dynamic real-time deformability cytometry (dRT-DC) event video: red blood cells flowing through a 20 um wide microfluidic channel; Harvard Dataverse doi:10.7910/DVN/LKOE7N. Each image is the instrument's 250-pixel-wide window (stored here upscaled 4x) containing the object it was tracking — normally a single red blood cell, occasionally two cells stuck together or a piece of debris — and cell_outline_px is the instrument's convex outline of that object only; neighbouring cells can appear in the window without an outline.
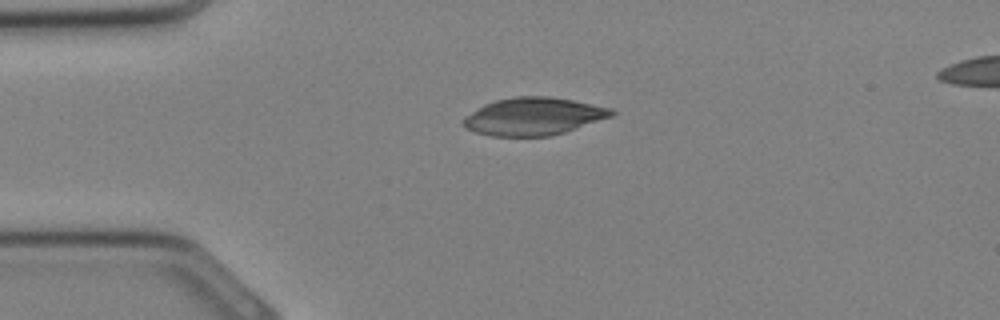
{"species": "Egyptian fruit bat (a non-hibernating species)", "species_latin": "Rousettus aegyptiacus", "temperature_condition": "cold", "stored_images_in_passage": 22, "camera_frame_rate_fps": 3000, "um_per_image_px": 0.085, "animal": {"sex": "female"}, "frame": {"image": 1, "passage_image": 1, "time_ms": 0.0, "image_size_px": [1000, 320], "cell_outline_px": [[616, 112], [612, 116], [552, 136], [492, 136], [476, 132], [468, 128], [464, 124], [464, 116], [484, 104], [496, 100], [516, 96], [548, 96], [572, 100], [612, 108]], "centroid_in_image_um": [45.35, 9.89], "position_along_channel_um": 39.6, "area_um2": 32.19}}
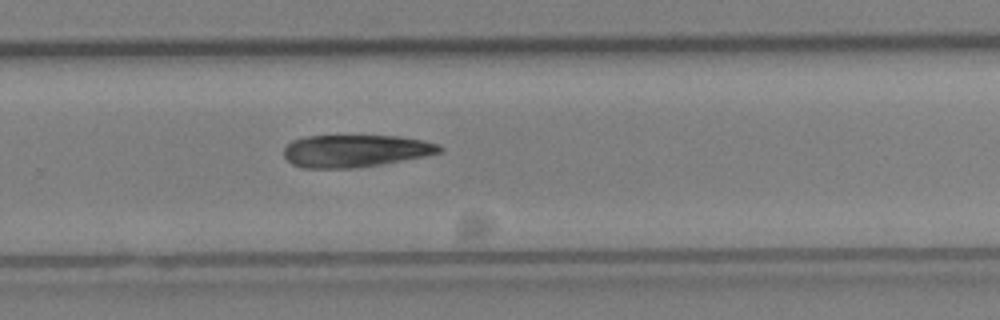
{"frame": {"image": 2, "passage_image": 15, "time_ms": 4.667, "image_size_px": [1000, 320], "cell_outline_px": [[444, 152], [424, 156], [380, 164], [352, 168], [304, 168], [292, 164], [284, 156], [284, 148], [292, 140], [308, 136], [396, 136], [420, 140], [436, 144], [444, 148]], "centroid_in_image_um": [30.18, 12.82], "position_along_channel_um": 299.6, "area_um2": 29.07}}
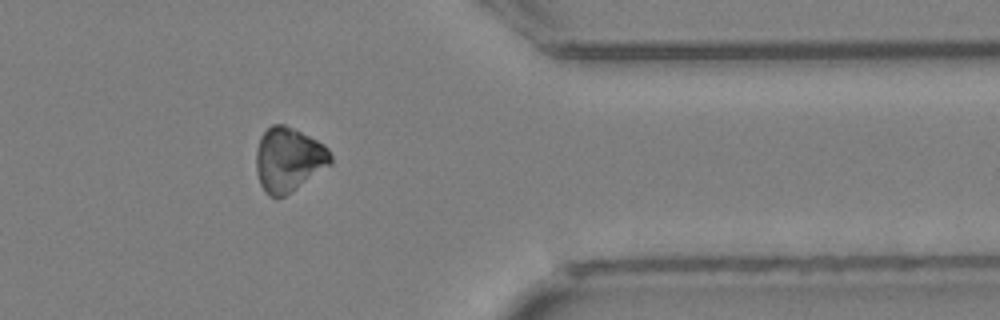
{"frame": {"image": 3, "passage_image": 20, "time_ms": 6.333, "image_size_px": [1000, 320], "cell_outline_px": [[332, 164], [284, 196], [276, 200], [268, 196], [264, 192], [260, 184], [256, 172], [256, 152], [260, 136], [272, 124], [284, 124], [324, 144], [328, 148], [332, 156]], "centroid_in_image_um": [24.51, 13.58], "position_along_channel_um": 386.9, "area_um2": 27.98}}